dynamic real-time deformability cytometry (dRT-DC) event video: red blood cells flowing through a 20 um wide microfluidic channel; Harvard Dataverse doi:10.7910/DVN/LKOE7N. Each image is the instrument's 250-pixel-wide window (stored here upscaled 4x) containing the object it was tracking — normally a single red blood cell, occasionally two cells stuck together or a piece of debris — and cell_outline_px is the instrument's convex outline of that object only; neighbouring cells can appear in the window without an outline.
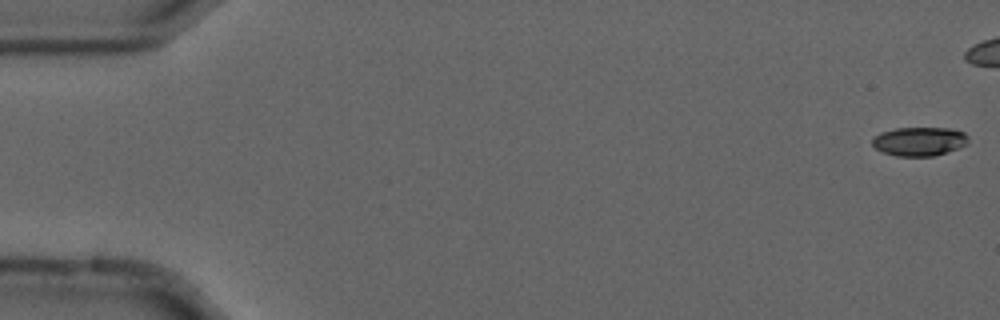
{"species": "common noctule bat (a hibernating species)", "species_latin": "Nyctalus noctula", "temperature_condition": "cold", "stored_images_in_passage": 45, "camera_frame_rate_fps": 3000, "um_per_image_px": 0.085, "animal": {"sex": "male", "forearm_length_mm": 52.5}, "frame": {"image": 1, "passage_image": 1, "time_ms": 0.0, "image_size_px": [1000, 320], "cell_outline_px": [[968, 140], [964, 144], [956, 148], [932, 156], [896, 156], [884, 152], [876, 148], [872, 144], [872, 140], [880, 132], [896, 128], [948, 128], [964, 132], [968, 136]], "centroid_in_image_um": [78.11, 12.0], "position_along_channel_um": 6.9, "area_um2": 15.84}}
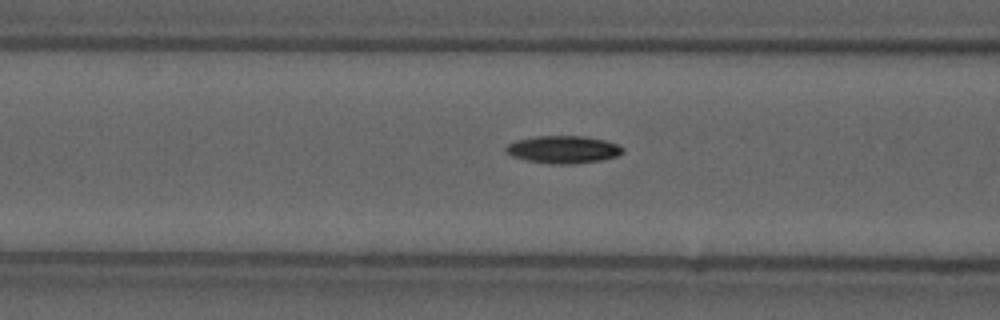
{"frame": {"image": 2, "passage_image": 22, "time_ms": 7.0, "image_size_px": [1000, 320], "cell_outline_px": [[624, 152], [616, 156], [600, 160], [576, 164], [548, 164], [528, 160], [512, 156], [504, 148], [508, 144], [516, 140], [536, 136], [584, 136], [604, 140], [616, 144], [624, 148]], "centroid_in_image_um": [47.88, 12.71], "position_along_channel_um": 118.7, "area_um2": 18.67}}
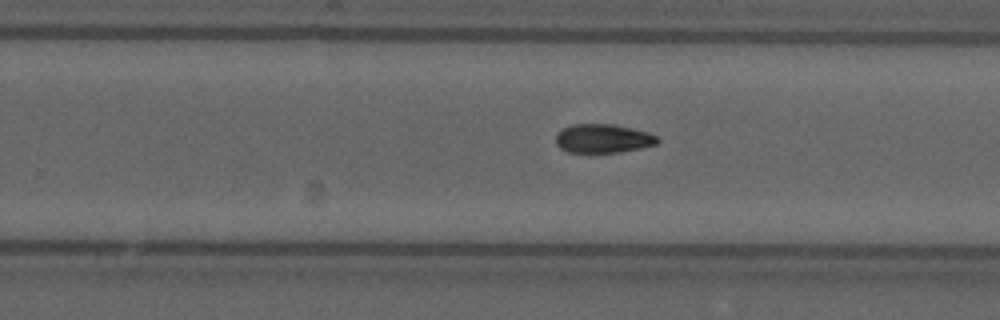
{"frame": {"image": 3, "passage_image": 35, "time_ms": 11.333, "image_size_px": [1000, 320], "cell_outline_px": [[660, 140], [656, 144], [640, 148], [620, 152], [568, 152], [560, 148], [556, 144], [556, 136], [564, 128], [572, 124], [612, 124], [632, 128], [648, 132], [656, 136]], "centroid_in_image_um": [51.27, 11.77], "position_along_channel_um": 278.5, "area_um2": 16.94}}